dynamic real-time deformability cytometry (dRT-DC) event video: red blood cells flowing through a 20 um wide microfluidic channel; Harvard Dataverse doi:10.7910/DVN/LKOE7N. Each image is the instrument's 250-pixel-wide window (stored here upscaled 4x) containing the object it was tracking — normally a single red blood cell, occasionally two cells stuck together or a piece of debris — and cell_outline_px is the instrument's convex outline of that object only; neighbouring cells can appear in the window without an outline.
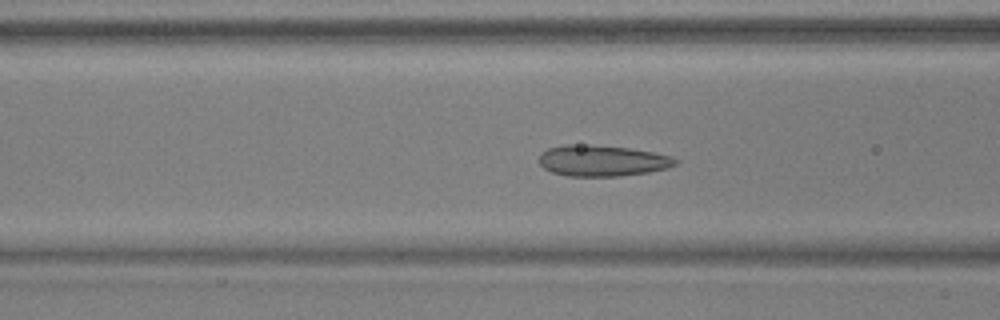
{"species": "common noctule bat (a hibernating species)", "species_latin": "Nyctalus noctula", "temperature_condition": "warm", "stored_images_in_passage": 53, "camera_frame_rate_fps": 3000, "um_per_image_px": 0.085, "animal": {"sex": "male", "body_mass_g": 17.9, "forearm_length_mm": 54.2}, "frame": {"image": 1, "passage_image": 21, "time_ms": 6.667, "image_size_px": [1000, 320], "cell_outline_px": [[680, 160], [676, 164], [668, 168], [648, 172], [620, 176], [568, 176], [552, 172], [544, 168], [540, 164], [540, 152], [548, 148], [568, 144], [588, 144], [628, 148], [652, 152], [672, 156]], "centroid_in_image_um": [51.2, 13.65], "position_along_channel_um": 115.4, "area_um2": 24.74}}
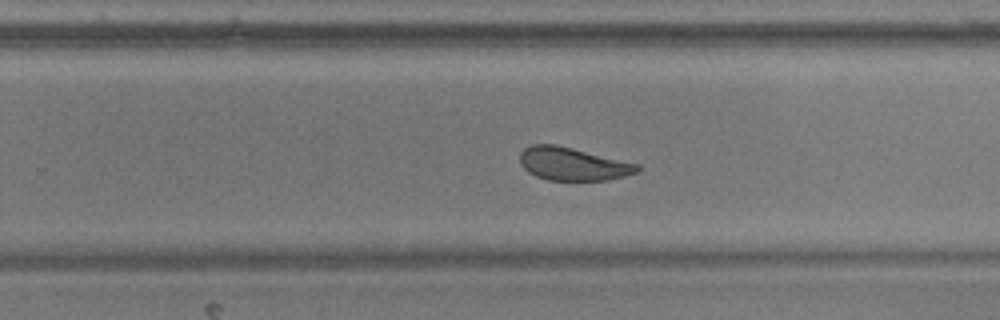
{"frame": {"image": 2, "passage_image": 34, "time_ms": 11.0, "image_size_px": [1000, 320], "cell_outline_px": [[640, 168], [636, 172], [624, 176], [608, 180], [548, 180], [536, 176], [528, 172], [520, 164], [520, 152], [524, 148], [532, 144], [556, 144], [640, 164]], "centroid_in_image_um": [48.67, 13.93], "position_along_channel_um": 281.1, "area_um2": 22.6}}
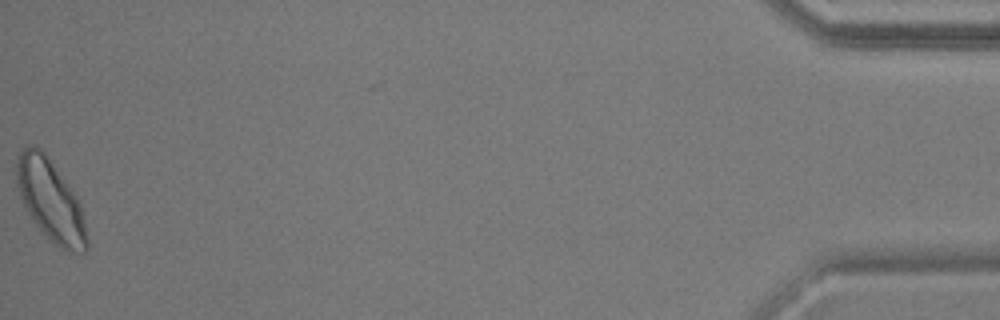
{"frame": {"image": 3, "passage_image": 53, "time_ms": 17.333, "image_size_px": [1000, 320], "cell_outline_px": [[88, 248], [84, 252], [72, 252], [60, 248], [48, 240], [44, 236], [32, 220], [20, 196], [16, 184], [16, 156], [28, 144], [36, 144], [44, 152], [72, 188], [80, 200], [88, 240]], "centroid_in_image_um": [4.29, 17.03], "position_along_channel_um": 430.9, "area_um2": 33.87}, "authors_computed_cell_mechanics": {"area_um2": 25.8944, "velocity_mm_per_s": 3.8267, "shape_relaxation_time_tau1_ms": 10.3432, "shape_relaxation_time_tau2_ms": 0.9973, "deformation_change_tau1": 0.1601, "deformation_change_tau2": 0.0768}}